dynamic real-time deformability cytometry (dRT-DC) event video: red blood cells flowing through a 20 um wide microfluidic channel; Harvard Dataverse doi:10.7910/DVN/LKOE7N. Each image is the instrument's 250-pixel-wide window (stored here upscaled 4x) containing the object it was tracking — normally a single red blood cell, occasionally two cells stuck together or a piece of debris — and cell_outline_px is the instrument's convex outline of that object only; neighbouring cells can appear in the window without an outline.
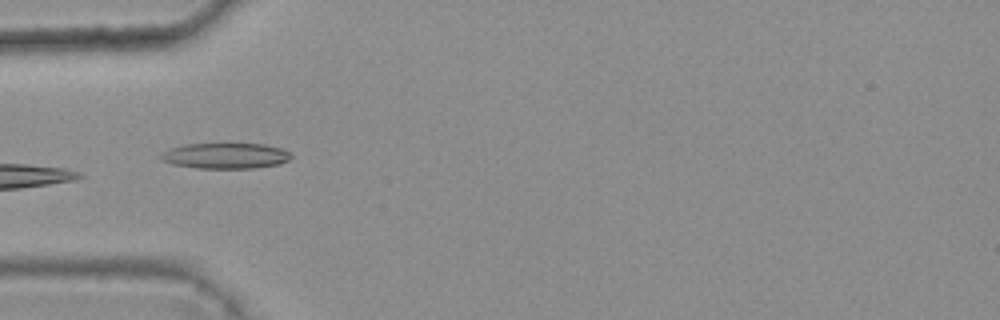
{"species": "common noctule bat (a hibernating species)", "species_latin": "Nyctalus noctula", "temperature_condition": "warm", "stored_images_in_passage": 29, "camera_frame_rate_fps": 3000, "um_per_image_px": 0.085, "animal": {"sex": "female", "body_mass_g": 25.1}, "frame": {"image": 1, "passage_image": 1, "time_ms": 0.0, "image_size_px": [1000, 320], "cell_outline_px": [[292, 156], [288, 160], [280, 164], [256, 168], [196, 168], [172, 164], [156, 156], [172, 148], [184, 144], [264, 144], [280, 148], [288, 152]], "centroid_in_image_um": [19.17, 13.25], "position_along_channel_um": 65.8, "area_um2": 19.36}, "authors_computed_cell_mechanics": {"area_um2": 18.207, "velocity_mm_per_s": 3.7489, "shape_relaxation_time_tau1_ms": 5.1164, "shape_relaxation_time_tau2_ms": 6.7794, "deformation_change_tau1": 0.1336, "deformation_change_tau2": 0.0934}}